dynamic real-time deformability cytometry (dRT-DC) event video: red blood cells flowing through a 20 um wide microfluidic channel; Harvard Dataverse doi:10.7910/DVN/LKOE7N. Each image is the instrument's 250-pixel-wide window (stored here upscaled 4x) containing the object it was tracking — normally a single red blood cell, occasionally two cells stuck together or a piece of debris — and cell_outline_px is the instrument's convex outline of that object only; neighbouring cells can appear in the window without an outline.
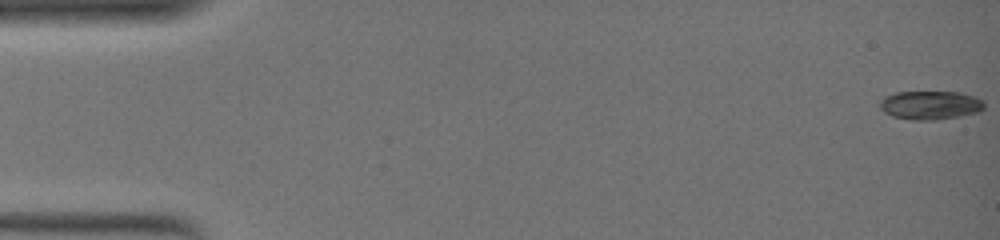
{"species": "common noctule bat (a hibernating species)", "species_latin": "Nyctalus noctula", "temperature_condition": "warm", "stored_images_in_passage": 24, "camera_frame_rate_fps": 3000, "um_per_image_px": 0.085, "animal": {"sex": "female", "body_mass_g": 19.0, "forearm_length_mm": 51.5}, "frame": {"image": 1, "passage_image": 1, "time_ms": 0.0, "image_size_px": [1000, 240], "cell_outline_px": [[984, 108], [980, 112], [936, 120], [912, 120], [892, 116], [884, 112], [880, 108], [880, 100], [884, 96], [896, 92], [960, 92], [984, 100]], "centroid_in_image_um": [79.07, 8.94], "position_along_channel_um": 5.9, "area_um2": 17.51}}
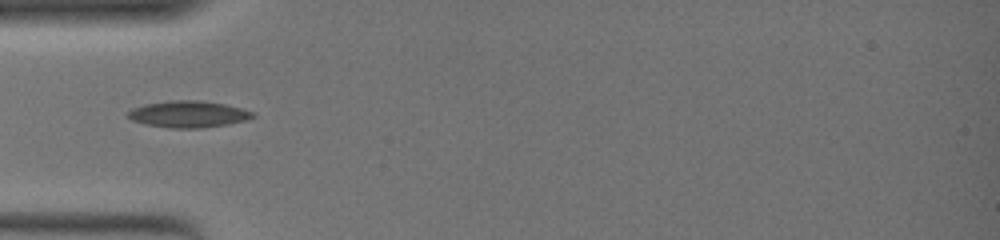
{"frame": {"image": 2, "passage_image": 17, "time_ms": 8.333, "image_size_px": [1000, 240], "cell_outline_px": [[256, 116], [244, 120], [228, 124], [204, 128], [168, 128], [144, 124], [132, 120], [128, 116], [128, 112], [132, 108], [144, 104], [172, 100], [196, 100], [224, 104], [256, 112]], "centroid_in_image_um": [16.0, 9.71], "position_along_channel_um": 69.0, "area_um2": 19.36}}
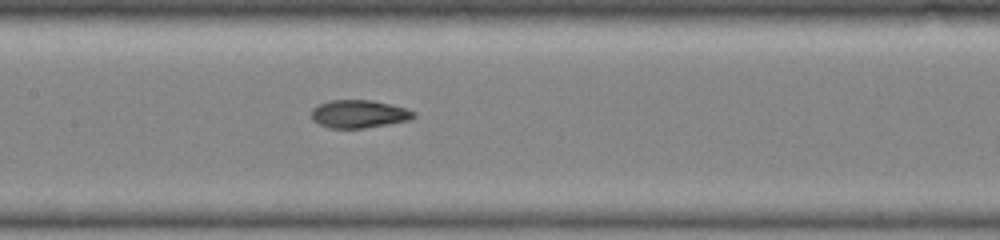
{"frame": {"image": 3, "passage_image": 24, "time_ms": 12.333, "image_size_px": [1000, 240], "cell_outline_px": [[416, 116], [408, 120], [388, 124], [364, 128], [328, 128], [316, 124], [312, 120], [312, 108], [320, 104], [332, 100], [372, 100], [392, 104], [416, 112]], "centroid_in_image_um": [30.49, 9.69], "position_along_channel_um": 176.9, "area_um2": 16.7}}